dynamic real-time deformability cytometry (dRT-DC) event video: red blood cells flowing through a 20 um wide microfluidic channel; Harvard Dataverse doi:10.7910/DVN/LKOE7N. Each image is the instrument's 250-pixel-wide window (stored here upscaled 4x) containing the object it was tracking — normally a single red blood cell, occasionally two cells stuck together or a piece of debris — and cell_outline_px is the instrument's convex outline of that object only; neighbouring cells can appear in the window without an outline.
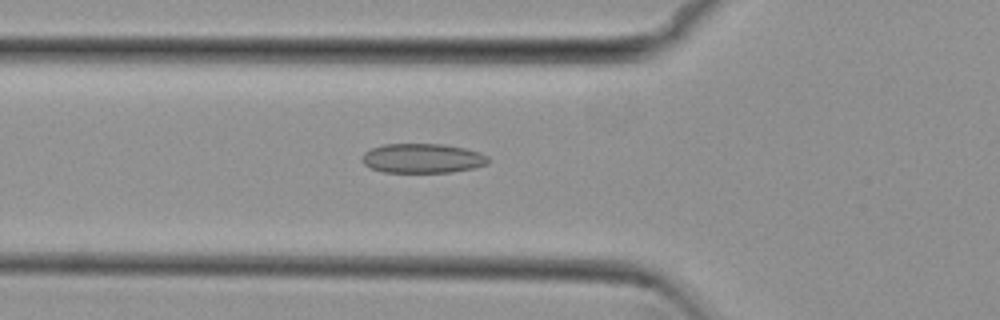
{"species": "common noctule bat (a hibernating species)", "species_latin": "Nyctalus noctula", "temperature_condition": "cold", "stored_images_in_passage": 35, "camera_frame_rate_fps": 3000, "um_per_image_px": 0.085, "animal": {"sex": "female", "body_mass_g": 29.2, "forearm_length_mm": 56.3}, "frame": {"image": 1, "passage_image": 13, "time_ms": 4.0, "image_size_px": [1000, 320], "cell_outline_px": [[488, 164], [472, 168], [452, 172], [384, 172], [372, 168], [364, 164], [360, 160], [364, 152], [372, 148], [384, 144], [444, 144], [464, 148], [480, 152], [488, 156]], "centroid_in_image_um": [35.9, 13.45], "position_along_channel_um": 89.9, "area_um2": 21.68}}
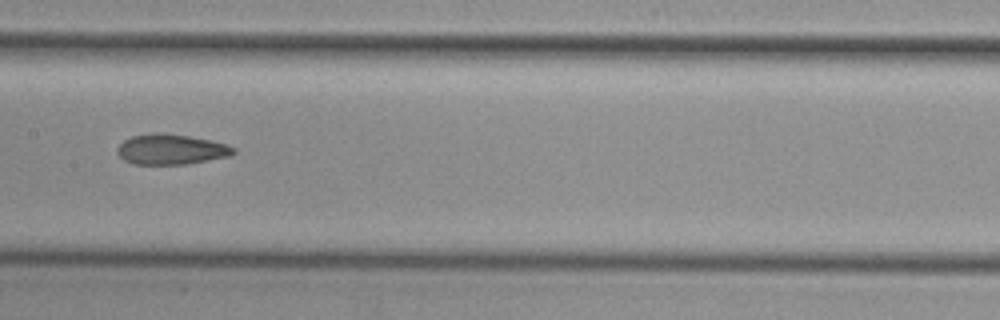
{"frame": {"image": 2, "passage_image": 21, "time_ms": 6.667, "image_size_px": [1000, 320], "cell_outline_px": [[236, 152], [228, 156], [184, 164], [132, 164], [124, 160], [116, 152], [116, 148], [124, 140], [132, 136], [156, 132], [164, 132], [188, 136], [228, 144], [236, 148]], "centroid_in_image_um": [14.51, 12.69], "position_along_channel_um": 192.9, "area_um2": 20.46}}
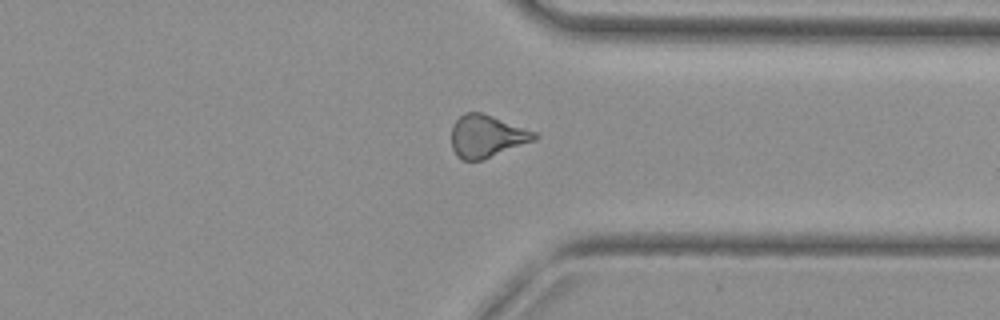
{"frame": {"image": 3, "passage_image": 35, "time_ms": 11.333, "image_size_px": [1000, 320], "cell_outline_px": [[536, 140], [484, 160], [460, 160], [456, 156], [452, 148], [452, 124], [464, 112], [480, 112], [492, 116], [536, 132]], "centroid_in_image_um": [41.35, 11.6], "position_along_channel_um": 370.1, "area_um2": 20.58}, "authors_computed_cell_mechanics": {"area_um2": 20.7502, "velocity_mm_per_s": 3.8316, "shape_relaxation_time_tau1_ms": null, "shape_relaxation_time_tau2_ms": 4.2397, "deformation_change_tau1": null, "deformation_change_tau2": 0.124}}